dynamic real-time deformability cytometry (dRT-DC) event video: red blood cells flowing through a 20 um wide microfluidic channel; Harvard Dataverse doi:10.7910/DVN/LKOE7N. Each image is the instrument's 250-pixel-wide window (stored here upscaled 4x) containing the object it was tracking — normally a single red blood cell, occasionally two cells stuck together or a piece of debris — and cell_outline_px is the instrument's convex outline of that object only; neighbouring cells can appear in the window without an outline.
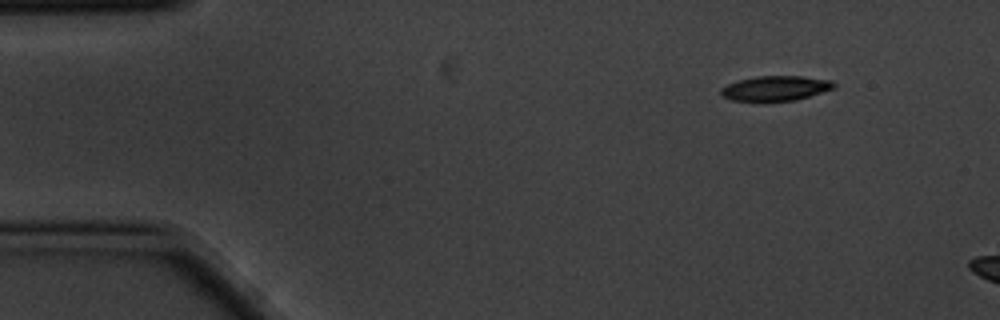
{"species": "common noctule bat (a hibernating species)", "species_latin": "Nyctalus noctula", "temperature_condition": "cold", "stored_images_in_passage": 5, "segment_of_instrument_passage": [2, 2], "camera_frame_rate_fps": 3000, "um_per_image_px": 0.085, "animal": {"sex": "male", "body_mass_g": 20.1, "forearm_length_mm": 53.5}, "frame": {"image": 1, "passage_image": 5, "time_ms": 1.333, "image_size_px": [1000, 320], "cell_outline_px": [[836, 84], [832, 88], [796, 100], [764, 104], [732, 100], [720, 96], [720, 88], [728, 84], [740, 80], [756, 76], [800, 76], [832, 80]], "centroid_in_image_um": [65.83, 7.55], "position_along_channel_um": 19.2, "area_um2": 16.94}}